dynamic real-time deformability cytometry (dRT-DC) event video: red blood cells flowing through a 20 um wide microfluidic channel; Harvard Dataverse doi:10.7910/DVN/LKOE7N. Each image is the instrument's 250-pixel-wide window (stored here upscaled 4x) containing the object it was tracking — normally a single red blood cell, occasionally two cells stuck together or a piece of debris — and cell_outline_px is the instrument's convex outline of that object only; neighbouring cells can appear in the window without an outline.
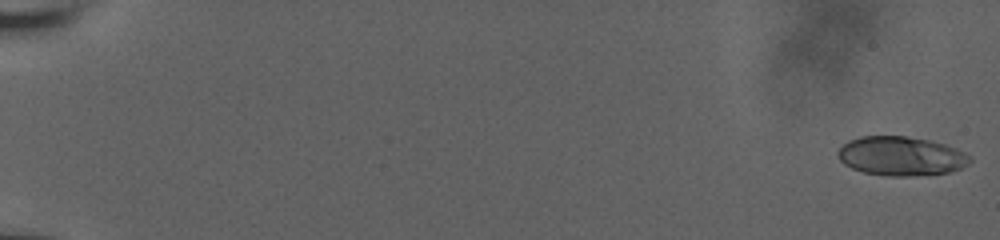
{"species": "human", "species_latin": "Homo sapiens", "temperature_condition": "room temperature", "stored_images_in_passage": 58, "camera_frame_rate_fps": 3000, "um_per_image_px": 0.085, "donor": {"sex": "male"}, "frame": {"image": 1, "passage_image": 1, "time_ms": 0.0, "image_size_px": [1000, 240], "cell_outline_px": [[972, 160], [968, 164], [960, 168], [948, 172], [908, 176], [888, 176], [864, 172], [852, 168], [844, 164], [836, 156], [836, 152], [848, 140], [860, 136], [904, 136], [928, 140], [944, 144], [956, 148], [972, 156]], "centroid_in_image_um": [76.57, 13.26], "position_along_channel_um": 8.4, "area_um2": 30.06}}
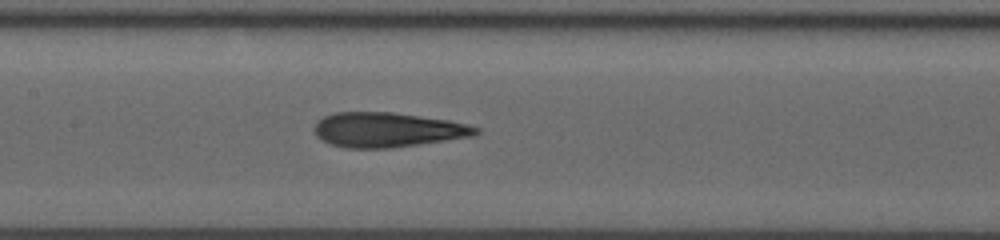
{"frame": {"image": 2, "passage_image": 31, "time_ms": 10.0, "image_size_px": [1000, 240], "cell_outline_px": [[480, 132], [476, 136], [392, 148], [344, 148], [320, 140], [316, 136], [312, 128], [324, 116], [332, 112], [392, 112], [448, 120], [468, 124], [480, 128]], "centroid_in_image_um": [32.94, 11.04], "position_along_channel_um": 174.5, "area_um2": 32.95}}
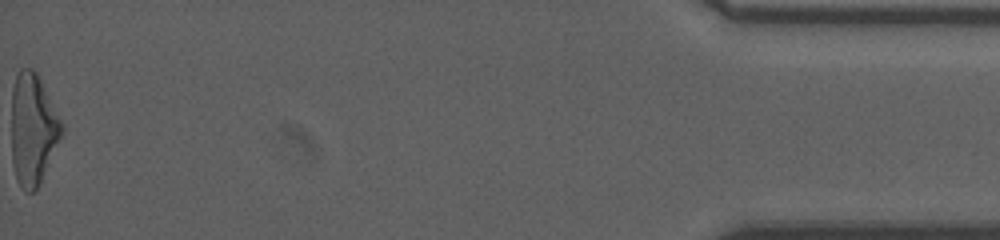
{"frame": {"image": 3, "passage_image": 58, "time_ms": 19.0, "image_size_px": [1000, 240], "cell_outline_px": [[64, 132], [40, 184], [32, 192], [24, 192], [20, 188], [16, 180], [12, 164], [12, 88], [16, 76], [20, 68], [32, 68], [36, 72], [64, 124]], "centroid_in_image_um": [2.8, 11.02], "position_along_channel_um": 432.4, "area_um2": 32.95}, "authors_computed_cell_mechanics": {"area_um2": 31.9345, "velocity_mm_per_s": 3.846, "shape_relaxation_time_tau1_ms": 7.6016, "shape_relaxation_time_tau2_ms": 2.1399, "deformation_change_tau1": 0.2355, "deformation_change_tau2": 0.1139}}